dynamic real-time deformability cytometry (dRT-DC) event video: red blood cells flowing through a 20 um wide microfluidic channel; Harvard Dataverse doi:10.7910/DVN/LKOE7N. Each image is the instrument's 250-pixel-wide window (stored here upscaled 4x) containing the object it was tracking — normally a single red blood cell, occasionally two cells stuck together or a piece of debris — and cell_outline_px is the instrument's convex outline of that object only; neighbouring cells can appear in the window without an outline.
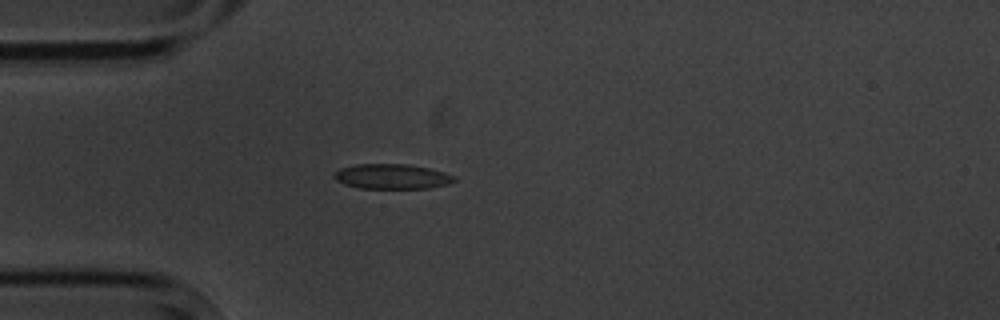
{"species": "common noctule bat (a hibernating species)", "species_latin": "Nyctalus noctula", "temperature_condition": "cold", "stored_images_in_passage": 6, "camera_frame_rate_fps": 3000, "um_per_image_px": 0.085, "animal": {"sex": "male", "body_mass_g": 20.1, "forearm_length_mm": 53.5}, "frame": {"image": 1, "passage_image": 4, "time_ms": 4.667, "image_size_px": [1000, 320], "cell_outline_px": [[456, 180], [448, 184], [428, 188], [360, 188], [344, 184], [336, 180], [332, 176], [340, 168], [356, 164], [408, 164], [428, 168], [444, 172], [456, 176]], "centroid_in_image_um": [33.32, 15.0], "position_along_channel_um": 51.7, "area_um2": 17.46}}
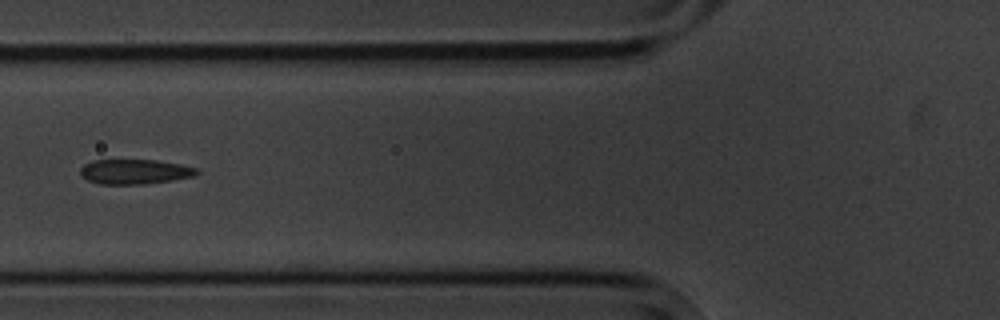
{"frame": {"image": 2, "passage_image": 6, "time_ms": 6.667, "image_size_px": [1000, 320], "cell_outline_px": [[200, 172], [192, 176], [172, 180], [144, 184], [100, 184], [88, 180], [80, 176], [80, 168], [84, 164], [92, 160], [156, 160], [180, 164], [196, 168]], "centroid_in_image_um": [11.41, 14.59], "position_along_channel_um": 114.4, "area_um2": 16.82}}